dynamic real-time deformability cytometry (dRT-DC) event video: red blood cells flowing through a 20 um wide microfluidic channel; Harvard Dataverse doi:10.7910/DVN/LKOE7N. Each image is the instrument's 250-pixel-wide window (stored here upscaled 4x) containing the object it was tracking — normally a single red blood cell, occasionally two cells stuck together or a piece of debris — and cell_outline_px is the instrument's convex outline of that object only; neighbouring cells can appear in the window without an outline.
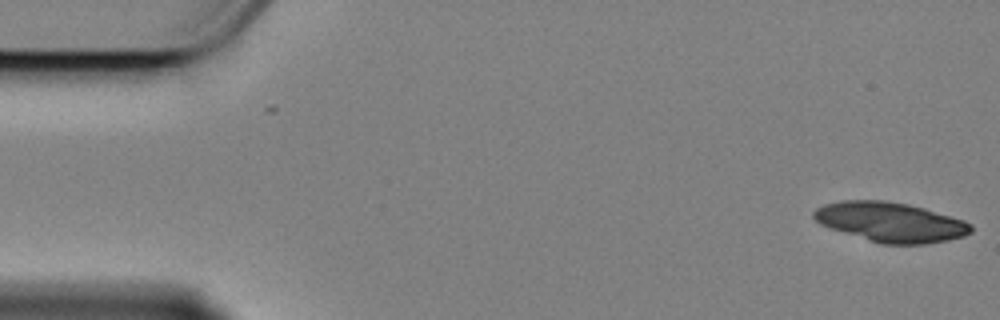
{"species": "Egyptian fruit bat (a non-hibernating species)", "species_latin": "Rousettus aegyptiacus", "temperature_condition": "cold", "stored_images_in_passage": 57, "camera_frame_rate_fps": 3000, "um_per_image_px": 0.085, "animal": {"sex": "female"}, "frame": {"image": 1, "passage_image": 1, "time_ms": 0.0, "image_size_px": [1000, 320], "cell_outline_px": [[972, 232], [964, 236], [948, 240], [924, 244], [880, 244], [820, 224], [812, 216], [812, 212], [816, 208], [824, 204], [840, 200], [884, 200], [908, 204], [924, 208], [964, 220], [972, 224]], "centroid_in_image_um": [75.7, 18.87], "position_along_channel_um": 9.3, "area_um2": 36.3}}
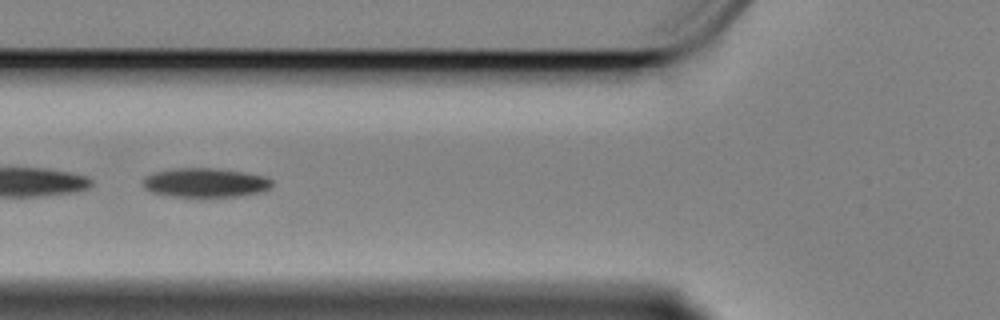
{"frame": {"image": 2, "passage_image": 21, "time_ms": 6.667, "image_size_px": [1000, 320], "cell_outline_px": [[272, 188], [264, 192], [240, 196], [204, 200], [172, 196], [152, 192], [144, 188], [144, 176], [156, 172], [176, 168], [216, 168], [264, 176], [272, 180]], "centroid_in_image_um": [17.49, 15.58], "position_along_channel_um": 108.3, "area_um2": 22.77}}
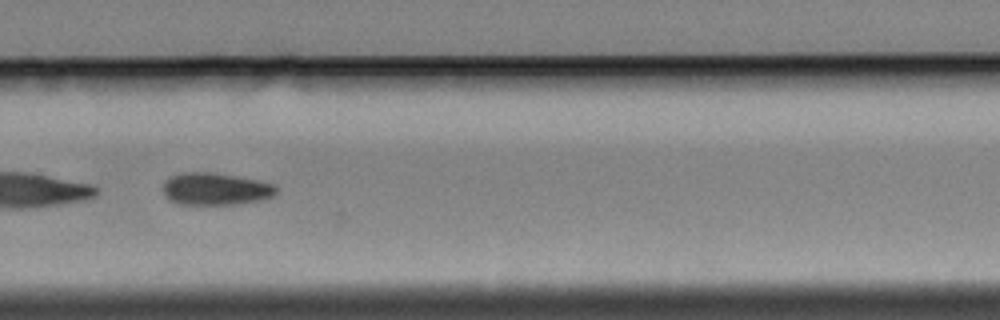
{"frame": {"image": 3, "passage_image": 39, "time_ms": 12.667, "image_size_px": [1000, 320], "cell_outline_px": [[276, 192], [272, 196], [260, 200], [240, 204], [176, 204], [168, 200], [164, 192], [164, 184], [172, 176], [184, 172], [212, 172], [256, 180], [276, 184]], "centroid_in_image_um": [18.32, 16.07], "position_along_channel_um": 311.5, "area_um2": 21.1}, "authors_computed_cell_mechanics": {"area_um2": 23.6402, "velocity_mm_per_s": 3.3927, "shape_relaxation_time_tau1_ms": 2.5226, "shape_relaxation_time_tau2_ms": null, "deformation_change_tau1": 0.0944, "deformation_change_tau2": null}}